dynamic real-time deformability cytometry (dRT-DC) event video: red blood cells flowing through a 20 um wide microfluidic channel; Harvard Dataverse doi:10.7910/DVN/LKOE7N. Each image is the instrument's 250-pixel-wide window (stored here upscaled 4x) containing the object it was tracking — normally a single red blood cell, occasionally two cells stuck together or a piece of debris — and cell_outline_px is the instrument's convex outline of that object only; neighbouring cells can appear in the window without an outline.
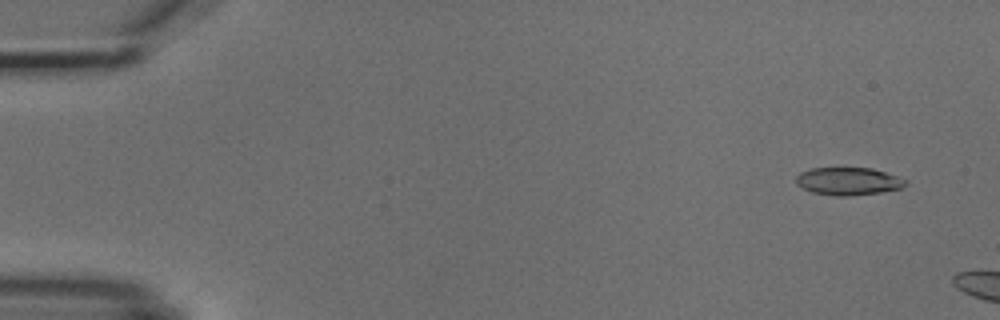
{"species": "common noctule bat (a hibernating species)", "species_latin": "Nyctalus noctula", "temperature_condition": "cold", "stored_images_in_passage": 3, "camera_frame_rate_fps": 3000, "um_per_image_px": 0.085, "animal": {"sex": "male", "body_mass_g": 18.8}, "frame": {"image": 1, "passage_image": 1, "time_ms": 0.0, "image_size_px": [1000, 320], "cell_outline_px": [[908, 184], [904, 188], [880, 192], [848, 196], [836, 196], [812, 192], [796, 184], [796, 176], [800, 172], [812, 168], [872, 168], [908, 180]], "centroid_in_image_um": [72.13, 15.41], "position_along_channel_um": 12.9, "area_um2": 17.69}}